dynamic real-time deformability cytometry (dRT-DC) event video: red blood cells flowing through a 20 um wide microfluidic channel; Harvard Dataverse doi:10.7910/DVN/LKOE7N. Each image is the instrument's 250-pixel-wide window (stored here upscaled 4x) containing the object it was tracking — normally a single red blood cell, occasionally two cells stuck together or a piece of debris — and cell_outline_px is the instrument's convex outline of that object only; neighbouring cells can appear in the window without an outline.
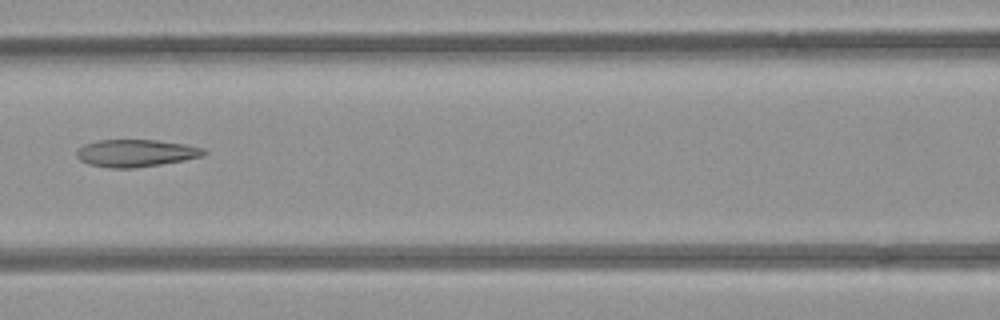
{"species": "common noctule bat (a hibernating species)", "species_latin": "Nyctalus noctula", "temperature_condition": "room temperature", "stored_images_in_passage": 9, "camera_frame_rate_fps": 3000, "um_per_image_px": 0.085, "animal": {"sex": "female", "body_mass_g": 21.9}, "frame": {"image": 1, "passage_image": 8, "time_ms": 9.0, "image_size_px": [1000, 320], "cell_outline_px": [[208, 152], [204, 156], [184, 160], [160, 164], [132, 168], [112, 168], [88, 164], [80, 160], [76, 156], [76, 152], [84, 144], [96, 140], [156, 140], [188, 144], [204, 148]], "centroid_in_image_um": [11.58, 13.01], "position_along_channel_um": 155.0, "area_um2": 20.35}}
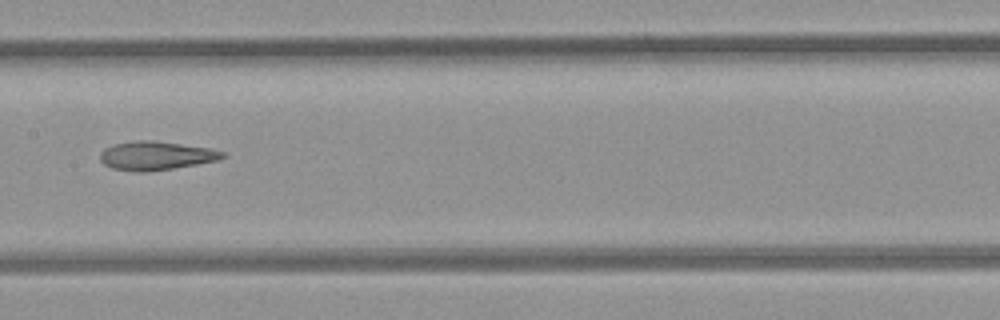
{"frame": {"image": 2, "passage_image": 9, "time_ms": 10.0, "image_size_px": [1000, 320], "cell_outline_px": [[224, 156], [220, 160], [148, 172], [136, 172], [112, 168], [104, 164], [100, 160], [100, 152], [104, 148], [112, 144], [136, 140], [156, 140], [208, 148], [224, 152]], "centroid_in_image_um": [13.21, 13.23], "position_along_channel_um": 194.2, "area_um2": 20.52}}